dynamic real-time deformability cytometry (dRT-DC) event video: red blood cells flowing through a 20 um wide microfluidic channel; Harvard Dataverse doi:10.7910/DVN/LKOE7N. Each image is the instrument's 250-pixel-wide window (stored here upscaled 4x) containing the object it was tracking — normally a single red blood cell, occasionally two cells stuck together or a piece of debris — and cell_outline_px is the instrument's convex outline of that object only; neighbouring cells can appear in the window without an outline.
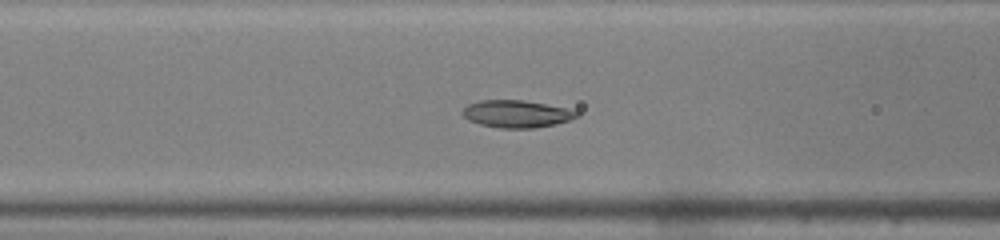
{"species": "common noctule bat (a hibernating species)", "species_latin": "Nyctalus noctula", "temperature_condition": "warm", "stored_images_in_passage": 47, "camera_frame_rate_fps": 3000, "um_per_image_px": 0.085, "animal": {"sex": "male", "body_mass_g": 19.0, "forearm_length_mm": 50.8}, "frame": {"image": 1, "passage_image": 19, "time_ms": 6.0, "image_size_px": [1000, 240], "cell_outline_px": [[580, 116], [556, 124], [532, 128], [500, 128], [480, 124], [468, 120], [460, 112], [468, 104], [480, 100], [524, 100], [564, 108], [580, 112]], "centroid_in_image_um": [43.88, 9.68], "position_along_channel_um": 122.7, "area_um2": 18.09}}
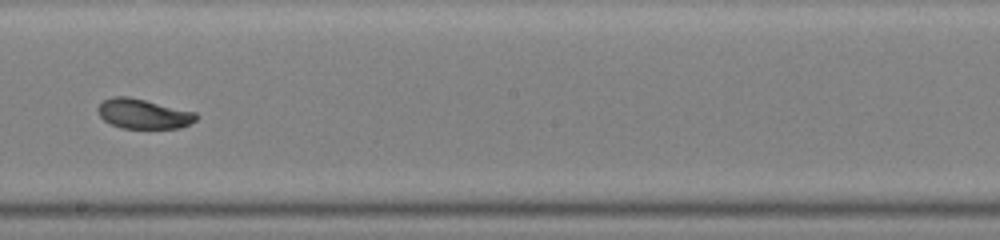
{"frame": {"image": 2, "passage_image": 27, "time_ms": 8.667, "image_size_px": [1000, 240], "cell_outline_px": [[200, 116], [196, 120], [180, 128], [120, 128], [104, 120], [100, 116], [96, 108], [104, 100], [112, 96], [128, 96], [196, 112]], "centroid_in_image_um": [12.19, 9.67], "position_along_channel_um": 236.0, "area_um2": 17.05}}
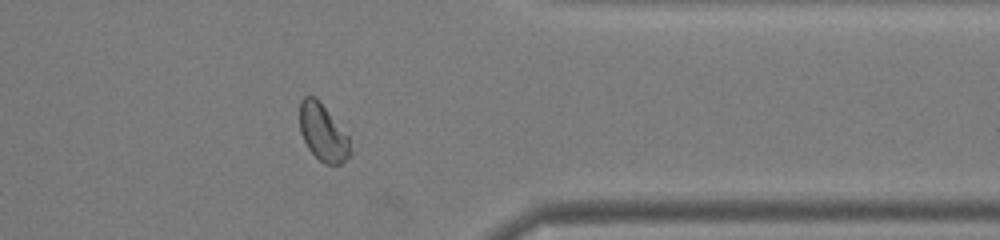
{"frame": {"image": 3, "passage_image": 38, "time_ms": 12.333, "image_size_px": [1000, 240], "cell_outline_px": [[352, 152], [340, 164], [324, 164], [308, 148], [300, 132], [300, 100], [304, 96], [316, 96], [348, 136]], "centroid_in_image_um": [27.44, 11.25], "position_along_channel_um": 384.0, "area_um2": 16.65}, "authors_computed_cell_mechanics": {"area_um2": 18.3226, "velocity_mm_per_s": 4.2576, "shape_relaxation_time_tau1_ms": 9.4416, "shape_relaxation_time_tau2_ms": 2.9682, "deformation_change_tau1": 0.2301, "deformation_change_tau2": 0.0611}}